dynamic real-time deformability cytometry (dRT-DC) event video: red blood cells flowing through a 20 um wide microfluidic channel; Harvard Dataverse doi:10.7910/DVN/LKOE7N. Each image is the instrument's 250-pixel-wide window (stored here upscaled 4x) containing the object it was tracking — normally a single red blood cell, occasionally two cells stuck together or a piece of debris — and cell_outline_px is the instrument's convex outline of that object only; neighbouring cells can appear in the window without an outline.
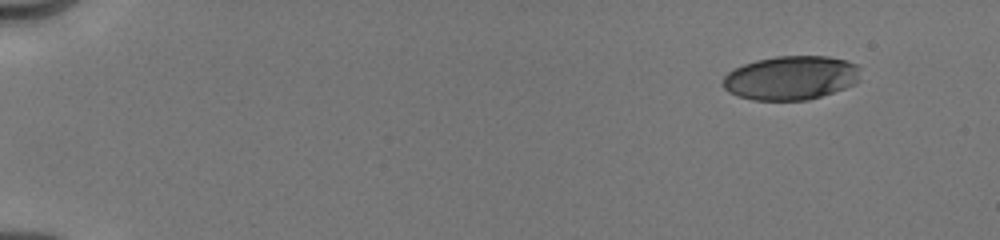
{"species": "human", "species_latin": "Homo sapiens", "temperature_condition": "cold", "stored_images_in_passage": 52, "camera_frame_rate_fps": 3000, "um_per_image_px": 0.085, "donor": {"sex": "male"}, "frame": {"image": 1, "passage_image": 1, "time_ms": 0.0, "image_size_px": [1000, 240], "cell_outline_px": [[860, 80], [844, 88], [808, 100], [752, 100], [736, 96], [728, 92], [724, 88], [724, 76], [728, 72], [744, 64], [756, 60], [776, 56], [828, 56], [848, 60], [856, 64]], "centroid_in_image_um": [67.21, 6.61], "position_along_channel_um": 17.8, "area_um2": 35.14}}
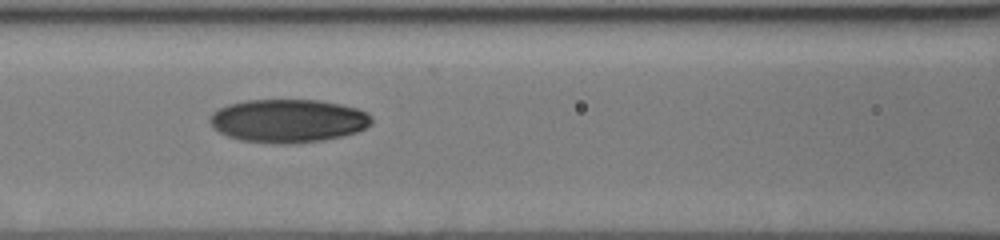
{"frame": {"image": 2, "passage_image": 23, "time_ms": 6.667, "image_size_px": [1000, 240], "cell_outline_px": [[372, 124], [356, 132], [344, 136], [324, 140], [284, 144], [276, 144], [240, 140], [228, 136], [212, 128], [208, 120], [208, 116], [212, 112], [228, 104], [244, 100], [320, 100], [340, 104], [356, 108], [368, 112], [372, 116]], "centroid_in_image_um": [24.48, 10.26], "position_along_channel_um": 142.1, "area_um2": 41.15}}
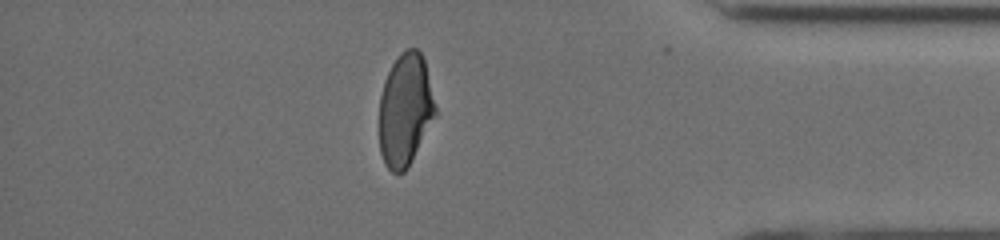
{"frame": {"image": 3, "passage_image": 44, "time_ms": 13.667, "image_size_px": [1000, 240], "cell_outline_px": [[436, 112], [408, 168], [404, 172], [392, 172], [384, 164], [380, 152], [380, 96], [384, 80], [392, 64], [400, 52], [408, 48], [416, 48], [420, 52], [424, 60], [436, 108]], "centroid_in_image_um": [34.42, 9.33], "position_along_channel_um": 400.8, "area_um2": 36.36}, "authors_computed_cell_mechanics": {"area_um2": 38.0902, "velocity_mm_per_s": 4.033, "shape_relaxation_time_tau1_ms": 6.3398, "shape_relaxation_time_tau2_ms": 1.8349, "deformation_change_tau1": 0.2151, "deformation_change_tau2": 0.0601}}